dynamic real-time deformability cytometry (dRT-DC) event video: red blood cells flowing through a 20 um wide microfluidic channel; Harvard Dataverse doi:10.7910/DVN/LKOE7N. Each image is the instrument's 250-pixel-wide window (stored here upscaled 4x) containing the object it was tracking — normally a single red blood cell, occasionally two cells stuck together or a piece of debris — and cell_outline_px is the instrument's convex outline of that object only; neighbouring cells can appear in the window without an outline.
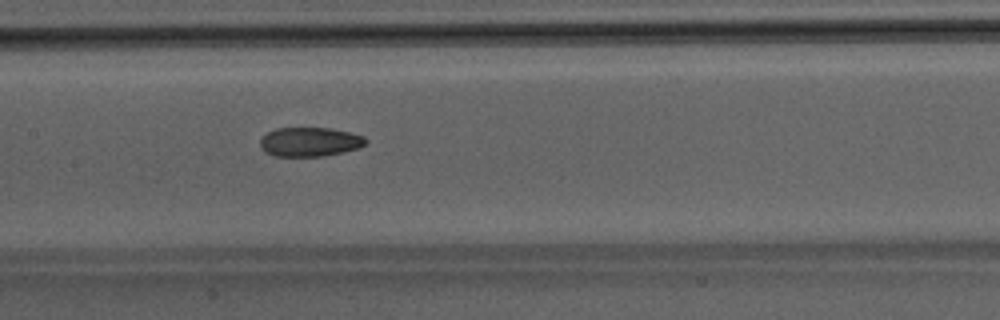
{"species": "Egyptian fruit bat (a non-hibernating species)", "species_latin": "Rousettus aegyptiacus", "temperature_condition": "room temperature", "stored_images_in_passage": 50, "camera_frame_rate_fps": 3000, "um_per_image_px": 0.085, "animal": {"sex": "male"}, "frame": {"image": 1, "passage_image": 25, "time_ms": 8.0, "image_size_px": [1000, 320], "cell_outline_px": [[368, 140], [360, 148], [344, 152], [324, 156], [276, 156], [264, 152], [260, 148], [260, 140], [268, 132], [276, 128], [332, 128], [364, 136]], "centroid_in_image_um": [26.34, 12.06], "position_along_channel_um": 181.1, "area_um2": 18.03}}
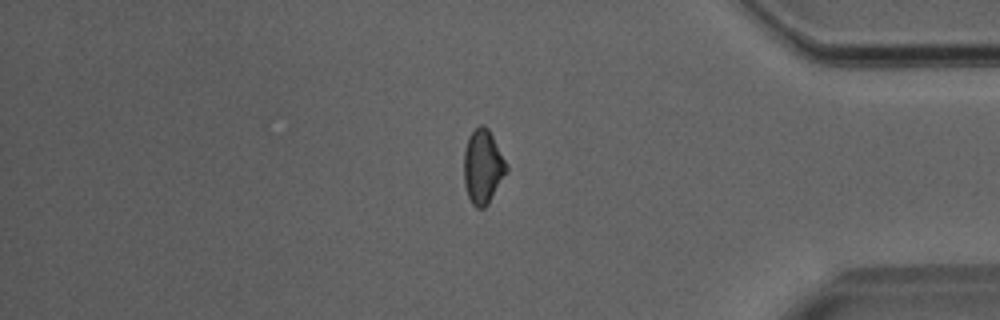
{"frame": {"image": 2, "passage_image": 42, "time_ms": 13.667, "image_size_px": [1000, 320], "cell_outline_px": [[508, 172], [488, 204], [484, 208], [476, 208], [472, 204], [468, 196], [464, 184], [464, 148], [468, 136], [480, 124], [484, 124], [488, 128], [508, 164]], "centroid_in_image_um": [41.05, 14.17], "position_along_channel_um": 394.1, "area_um2": 18.67}}
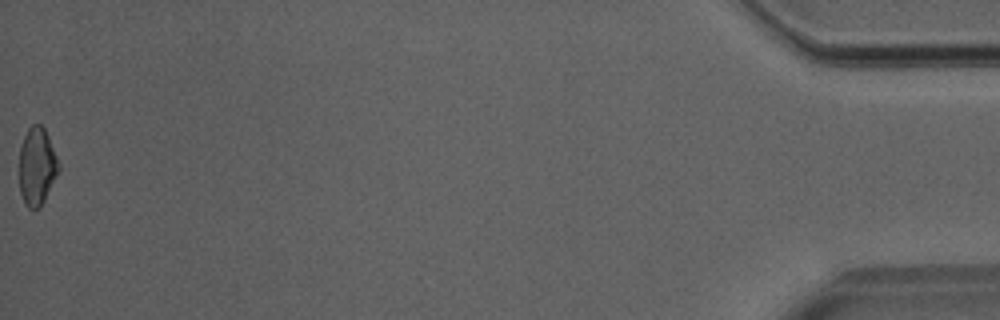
{"frame": {"image": 3, "passage_image": 50, "time_ms": 16.333, "image_size_px": [1000, 320], "cell_outline_px": [[60, 168], [40, 208], [28, 208], [24, 204], [20, 192], [20, 148], [24, 136], [28, 128], [32, 124], [40, 124], [44, 128], [48, 136], [60, 164]], "centroid_in_image_um": [3.14, 14.14], "position_along_channel_um": 432.1, "area_um2": 17.69}}